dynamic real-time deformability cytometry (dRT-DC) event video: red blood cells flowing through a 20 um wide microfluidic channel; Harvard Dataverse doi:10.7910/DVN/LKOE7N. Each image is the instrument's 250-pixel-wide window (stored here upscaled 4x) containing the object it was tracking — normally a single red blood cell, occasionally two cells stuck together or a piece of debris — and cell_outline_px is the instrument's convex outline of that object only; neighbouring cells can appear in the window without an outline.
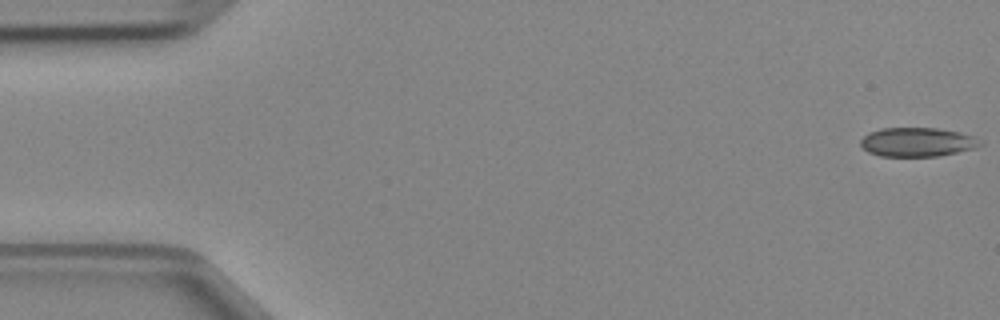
{"species": "Egyptian fruit bat (a non-hibernating species)", "species_latin": "Rousettus aegyptiacus", "temperature_condition": "cold", "stored_images_in_passage": 47, "camera_frame_rate_fps": 3000, "um_per_image_px": 0.085, "animal": {"sex": "female"}, "frame": {"image": 1, "passage_image": 1, "time_ms": 0.0, "image_size_px": [1000, 320], "cell_outline_px": [[984, 144], [976, 148], [940, 156], [880, 156], [868, 152], [860, 144], [860, 140], [868, 132], [880, 128], [936, 128], [960, 132], [984, 140]], "centroid_in_image_um": [78.0, 12.07], "position_along_channel_um": 7.0, "area_um2": 20.46}}
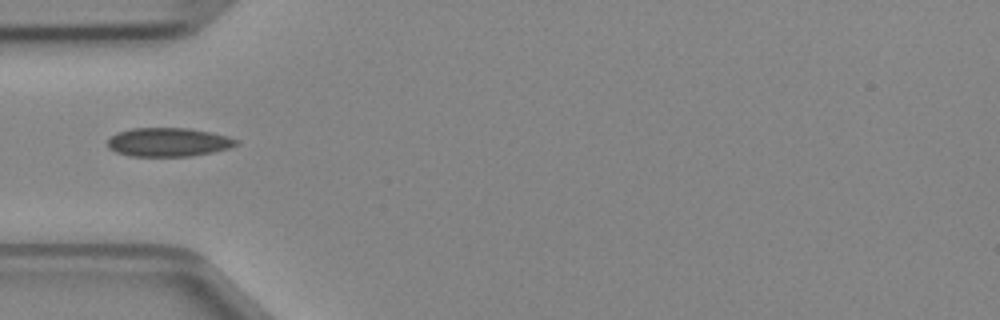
{"frame": {"image": 2, "passage_image": 15, "time_ms": 4.667, "image_size_px": [1000, 320], "cell_outline_px": [[240, 144], [228, 148], [212, 152], [188, 156], [128, 156], [116, 152], [108, 148], [108, 140], [116, 132], [132, 128], [188, 128], [212, 132], [228, 136], [240, 140]], "centroid_in_image_um": [14.33, 12.08], "position_along_channel_um": 70.7, "area_um2": 21.68}}
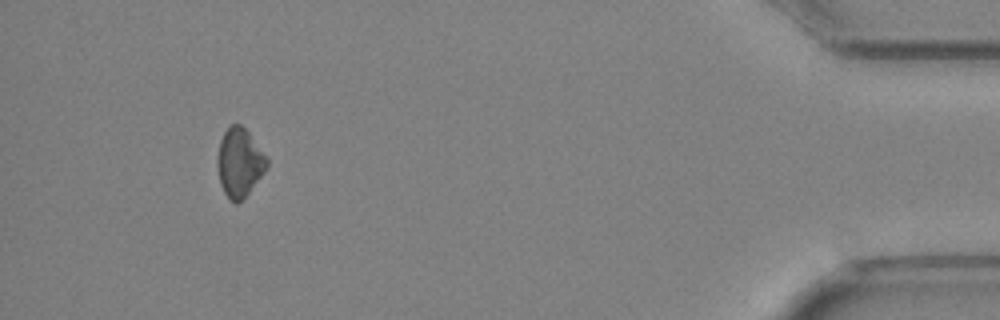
{"frame": {"image": 3, "passage_image": 44, "time_ms": 14.333, "image_size_px": [1000, 320], "cell_outline_px": [[268, 168], [244, 200], [236, 204], [228, 200], [220, 184], [216, 164], [216, 156], [220, 140], [224, 132], [232, 124], [240, 124], [248, 132], [268, 160]], "centroid_in_image_um": [20.34, 13.88], "position_along_channel_um": 414.9, "area_um2": 20.11}}